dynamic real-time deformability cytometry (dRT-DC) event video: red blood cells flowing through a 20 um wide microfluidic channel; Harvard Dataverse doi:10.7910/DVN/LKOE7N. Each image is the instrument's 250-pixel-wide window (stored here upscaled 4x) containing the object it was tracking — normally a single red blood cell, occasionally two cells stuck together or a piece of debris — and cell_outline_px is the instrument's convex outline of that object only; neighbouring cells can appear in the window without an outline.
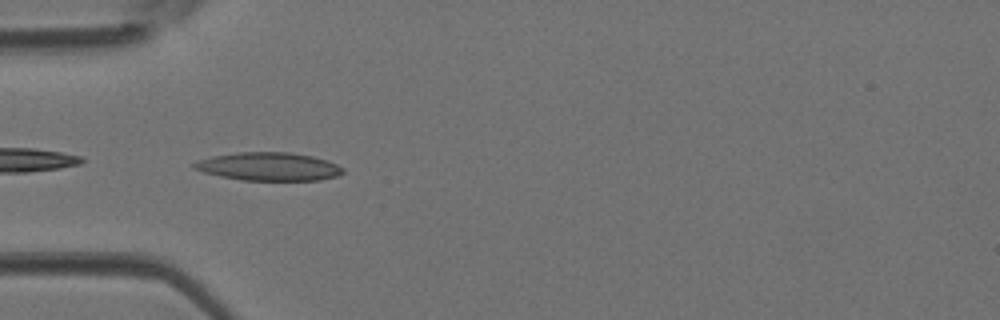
{"species": "Egyptian fruit bat (a non-hibernating species)", "species_latin": "Rousettus aegyptiacus", "temperature_condition": "room temperature", "stored_images_in_passage": 37, "camera_frame_rate_fps": 3000, "um_per_image_px": 0.085, "animal": {"sex": "female"}, "frame": {"image": 1, "passage_image": 6, "time_ms": 1.667, "image_size_px": [1000, 320], "cell_outline_px": [[344, 172], [336, 176], [320, 180], [244, 180], [220, 176], [204, 172], [192, 168], [192, 164], [196, 160], [212, 156], [236, 152], [288, 152], [312, 156], [336, 164], [344, 168]], "centroid_in_image_um": [22.8, 14.15], "position_along_channel_um": 62.2, "area_um2": 24.39}}
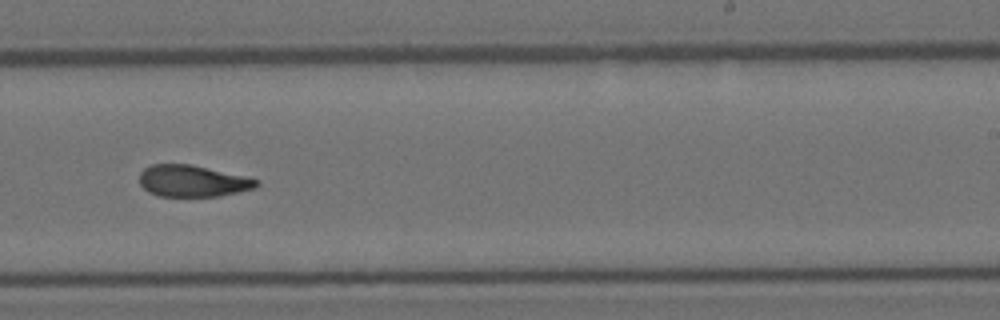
{"frame": {"image": 2, "passage_image": 20, "time_ms": 6.333, "image_size_px": [1000, 320], "cell_outline_px": [[260, 184], [256, 188], [220, 196], [160, 196], [148, 192], [140, 184], [140, 172], [144, 168], [152, 164], [188, 164], [244, 176], [260, 180]], "centroid_in_image_um": [16.37, 15.39], "position_along_channel_um": 272.6, "area_um2": 21.44}}
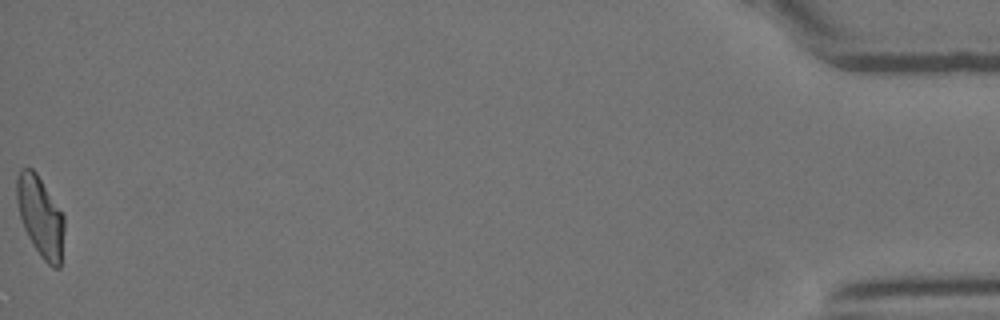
{"frame": {"image": 3, "passage_image": 37, "time_ms": 12.0, "image_size_px": [1000, 320], "cell_outline_px": [[64, 232], [60, 268], [52, 268], [40, 256], [32, 244], [24, 228], [20, 216], [16, 200], [16, 176], [20, 168], [32, 168], [36, 172], [64, 216]], "centroid_in_image_um": [3.42, 18.41], "position_along_channel_um": 431.8, "area_um2": 22.25}}